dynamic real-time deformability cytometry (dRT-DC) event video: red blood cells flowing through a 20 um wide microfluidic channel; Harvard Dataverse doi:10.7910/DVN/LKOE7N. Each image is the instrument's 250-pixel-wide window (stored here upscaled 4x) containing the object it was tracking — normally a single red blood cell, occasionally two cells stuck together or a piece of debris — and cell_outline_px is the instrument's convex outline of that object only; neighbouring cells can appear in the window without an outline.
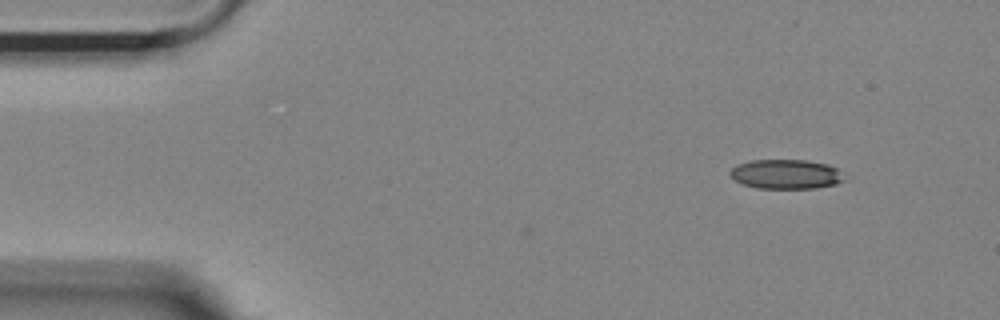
{"species": "Egyptian fruit bat (a non-hibernating species)", "species_latin": "Rousettus aegyptiacus", "temperature_condition": "room temperature", "stored_images_in_passage": 51, "camera_frame_rate_fps": 3000, "um_per_image_px": 0.085, "animal": {"sex": "female"}, "frame": {"image": 1, "passage_image": 1, "time_ms": 0.0, "image_size_px": [1000, 320], "cell_outline_px": [[848, 180], [836, 184], [816, 188], [756, 188], [744, 184], [736, 180], [728, 172], [736, 164], [752, 160], [804, 160], [828, 164], [836, 168]], "centroid_in_image_um": [66.83, 14.8], "position_along_channel_um": 18.2, "area_um2": 19.65}}
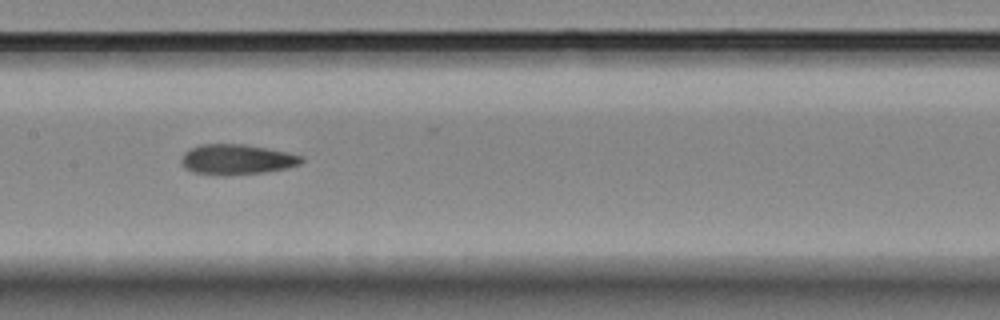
{"frame": {"image": 2, "passage_image": 22, "time_ms": 7.0, "image_size_px": [1000, 320], "cell_outline_px": [[304, 160], [300, 164], [288, 168], [264, 172], [228, 176], [224, 176], [192, 172], [184, 168], [180, 164], [180, 160], [184, 152], [200, 144], [244, 144], [268, 148], [288, 152], [304, 156]], "centroid_in_image_um": [20.12, 13.56], "position_along_channel_um": 187.3, "area_um2": 21.56}}
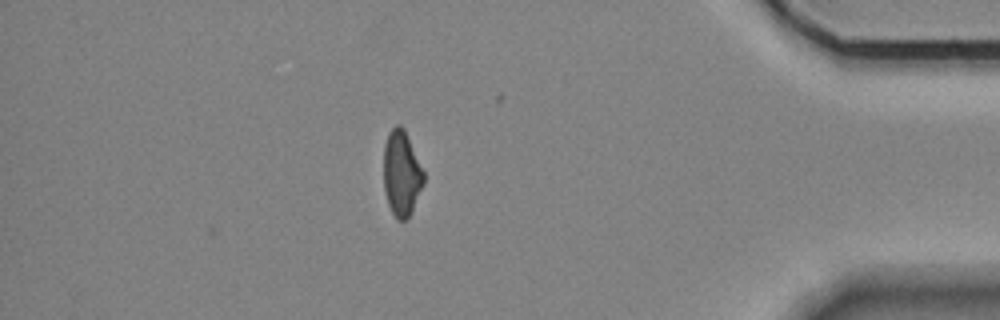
{"frame": {"image": 3, "passage_image": 43, "time_ms": 14.0, "image_size_px": [1000, 320], "cell_outline_px": [[424, 184], [408, 216], [404, 220], [396, 220], [388, 204], [384, 192], [384, 144], [388, 132], [396, 124], [400, 124], [404, 128], [424, 172]], "centroid_in_image_um": [34.11, 14.71], "position_along_channel_um": 401.1, "area_um2": 19.83}, "authors_computed_cell_mechanics": {"area_um2": 21.0392, "velocity_mm_per_s": 3.624, "shape_relaxation_time_tau1_ms": 8.6815, "shape_relaxation_time_tau2_ms": 3.6031, "deformation_change_tau1": 0.2099, "deformation_change_tau2": 0.1197}}